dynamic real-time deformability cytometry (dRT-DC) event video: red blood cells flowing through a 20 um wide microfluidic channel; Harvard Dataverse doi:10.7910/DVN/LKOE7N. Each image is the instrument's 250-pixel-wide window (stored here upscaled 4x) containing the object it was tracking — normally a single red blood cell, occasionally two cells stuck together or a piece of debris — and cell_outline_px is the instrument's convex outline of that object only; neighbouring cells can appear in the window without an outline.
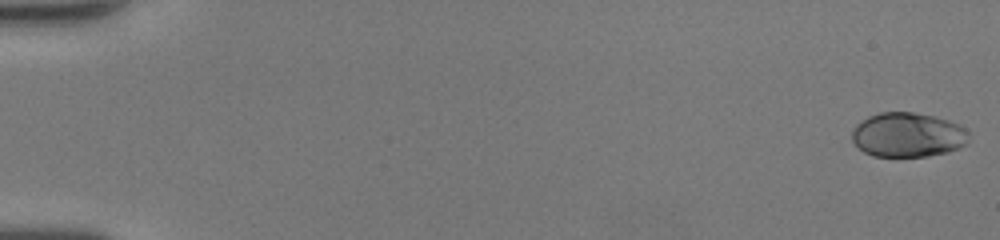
{"species": "human", "species_latin": "Homo sapiens", "temperature_condition": "room temperature", "stored_images_in_passage": 50, "camera_frame_rate_fps": 3000, "um_per_image_px": 0.085, "donor": {"sex": "female"}, "frame": {"image": 1, "passage_image": 1, "time_ms": 0.0, "image_size_px": [1000, 240], "cell_outline_px": [[968, 144], [948, 152], [928, 156], [872, 156], [864, 152], [852, 140], [852, 132], [856, 124], [868, 116], [880, 112], [912, 112], [932, 116], [948, 120], [960, 124], [968, 132]], "centroid_in_image_um": [77.17, 11.46], "position_along_channel_um": 7.8, "area_um2": 30.35}}
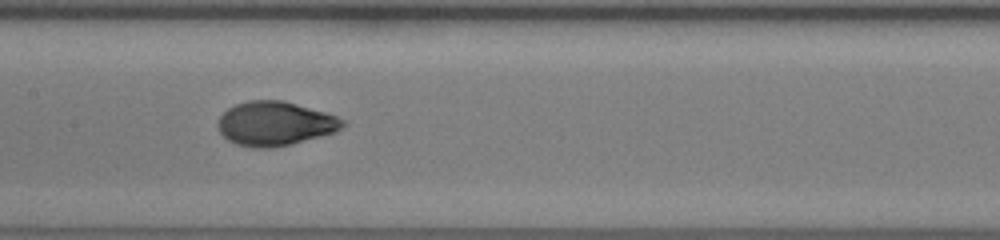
{"frame": {"image": 2, "passage_image": 27, "time_ms": 8.667, "image_size_px": [1000, 240], "cell_outline_px": [[348, 124], [336, 132], [272, 148], [252, 148], [236, 144], [228, 140], [220, 132], [216, 124], [220, 116], [228, 108], [236, 104], [248, 100], [284, 100], [324, 112], [336, 116], [344, 120]], "centroid_in_image_um": [23.37, 10.5], "position_along_channel_um": 184.0, "area_um2": 32.08}}
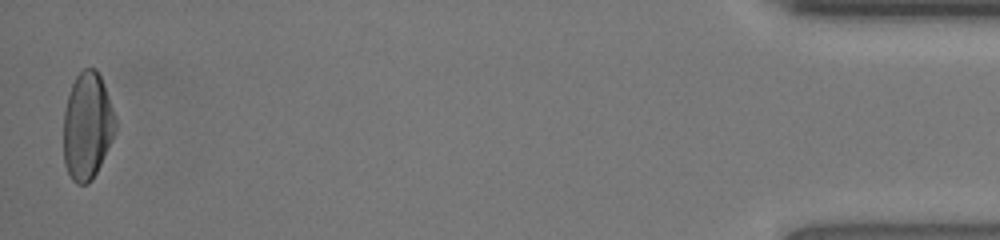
{"frame": {"image": 3, "passage_image": 50, "time_ms": 16.333, "image_size_px": [1000, 240], "cell_outline_px": [[116, 132], [92, 180], [88, 184], [76, 184], [72, 180], [64, 164], [64, 108], [72, 84], [76, 76], [84, 68], [96, 68], [100, 76], [112, 108], [116, 120]], "centroid_in_image_um": [7.41, 10.73], "position_along_channel_um": 427.8, "area_um2": 32.19}, "authors_computed_cell_mechanics": {"area_um2": 31.501, "velocity_mm_per_s": 4.2947, "shape_relaxation_time_tau1_ms": 3.2636, "shape_relaxation_time_tau2_ms": 0.7717, "deformation_change_tau1": 0.1774, "deformation_change_tau2": 0.0468}}